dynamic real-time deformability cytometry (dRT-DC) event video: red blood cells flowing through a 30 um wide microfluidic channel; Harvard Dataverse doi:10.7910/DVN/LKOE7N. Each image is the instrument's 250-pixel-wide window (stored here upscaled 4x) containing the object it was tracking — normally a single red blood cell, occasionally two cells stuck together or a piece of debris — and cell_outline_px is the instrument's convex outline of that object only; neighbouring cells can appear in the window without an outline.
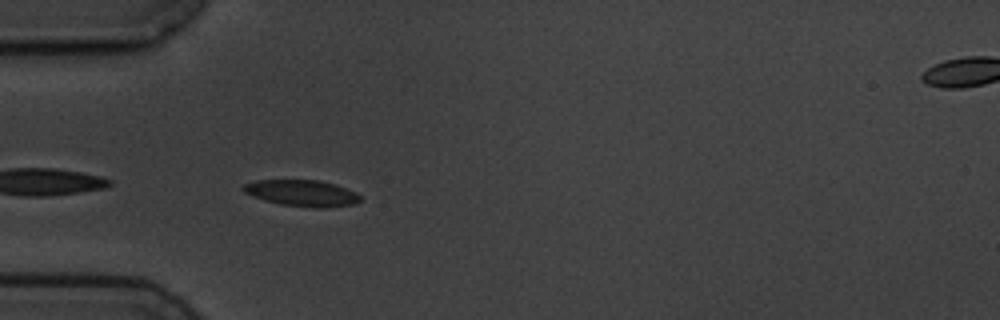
{"species": "common noctule bat (a hibernating species)", "species_latin": "Nyctalus noctula", "temperature_condition": "cold", "stored_images_in_passage": 6, "segment_of_instrument_passage": [1, 2], "camera_frame_rate_fps": 3000, "um_per_image_px": 0.085, "animal": {"sex": "male", "body_mass_g": 19.5, "forearm_length_mm": 54.6}, "frame": {"image": 1, "passage_image": 5, "time_ms": 4.667, "image_size_px": [1000, 320], "cell_outline_px": [[360, 200], [352, 204], [324, 208], [316, 208], [280, 204], [264, 200], [252, 196], [244, 192], [240, 188], [244, 184], [256, 180], [316, 180], [336, 184], [356, 192], [360, 196]], "centroid_in_image_um": [25.64, 16.41], "position_along_channel_um": 59.4, "area_um2": 17.92}}